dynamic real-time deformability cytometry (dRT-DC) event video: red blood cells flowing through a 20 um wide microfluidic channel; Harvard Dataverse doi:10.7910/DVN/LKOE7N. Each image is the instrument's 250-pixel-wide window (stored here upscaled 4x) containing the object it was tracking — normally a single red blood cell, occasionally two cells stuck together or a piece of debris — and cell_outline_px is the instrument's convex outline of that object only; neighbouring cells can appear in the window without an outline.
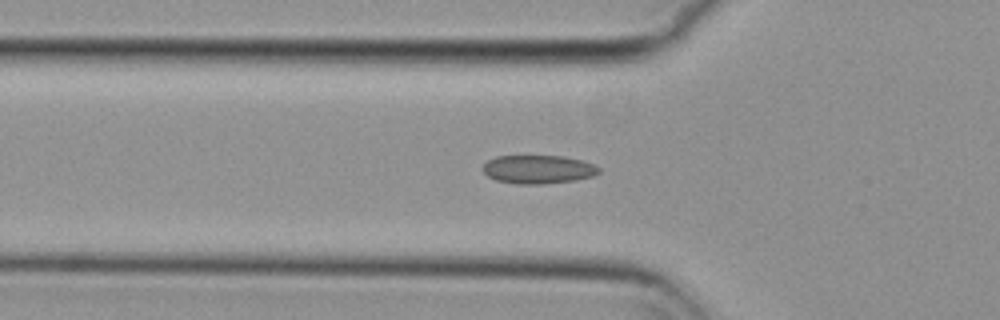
{"species": "common noctule bat (a hibernating species)", "species_latin": "Nyctalus noctula", "temperature_condition": "cold", "stored_images_in_passage": 49, "camera_frame_rate_fps": 3000, "um_per_image_px": 0.085, "animal": {"sex": "female", "body_mass_g": 29.2, "forearm_length_mm": 56.3}, "frame": {"image": 1, "passage_image": 18, "time_ms": 5.667, "image_size_px": [1000, 320], "cell_outline_px": [[600, 172], [592, 176], [576, 180], [544, 184], [516, 184], [496, 180], [488, 176], [484, 172], [484, 164], [488, 160], [496, 156], [564, 156], [584, 160], [600, 168]], "centroid_in_image_um": [45.77, 14.39], "position_along_channel_um": 80.0, "area_um2": 19.31}}
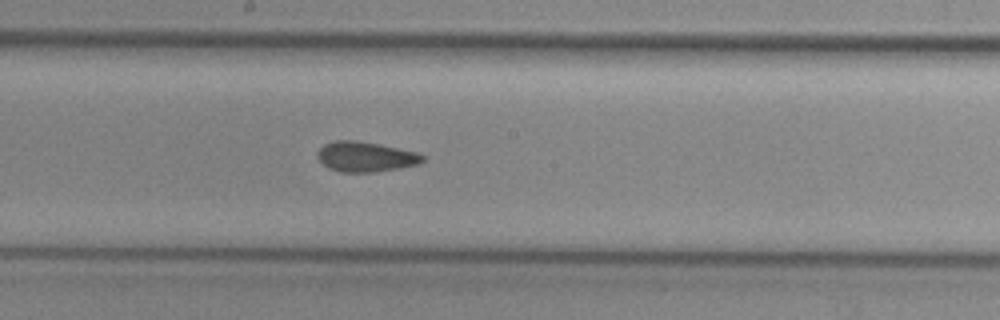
{"frame": {"image": 2, "passage_image": 29, "time_ms": 9.333, "image_size_px": [1000, 320], "cell_outline_px": [[424, 160], [420, 164], [400, 168], [376, 172], [340, 172], [328, 168], [316, 156], [316, 152], [324, 144], [336, 140], [356, 140], [380, 144], [416, 152], [424, 156]], "centroid_in_image_um": [31.06, 13.32], "position_along_channel_um": 217.1, "area_um2": 18.55}}
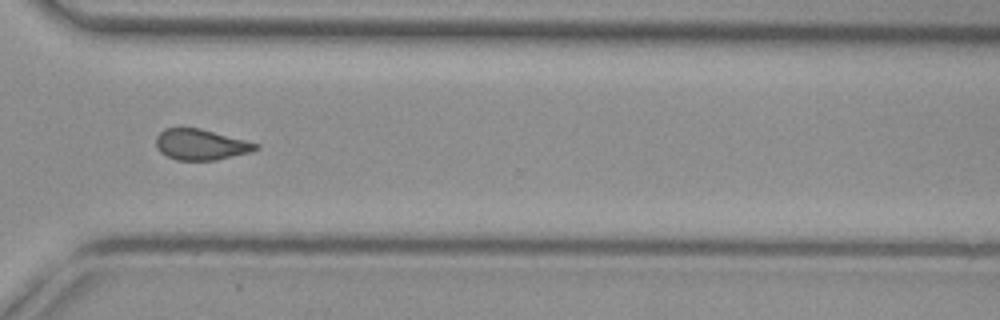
{"frame": {"image": 3, "passage_image": 40, "time_ms": 13.0, "image_size_px": [1000, 320], "cell_outline_px": [[260, 148], [252, 152], [216, 160], [176, 160], [160, 152], [156, 148], [156, 136], [164, 128], [200, 128], [260, 144]], "centroid_in_image_um": [17.08, 12.29], "position_along_channel_um": 353.5, "area_um2": 17.98}}